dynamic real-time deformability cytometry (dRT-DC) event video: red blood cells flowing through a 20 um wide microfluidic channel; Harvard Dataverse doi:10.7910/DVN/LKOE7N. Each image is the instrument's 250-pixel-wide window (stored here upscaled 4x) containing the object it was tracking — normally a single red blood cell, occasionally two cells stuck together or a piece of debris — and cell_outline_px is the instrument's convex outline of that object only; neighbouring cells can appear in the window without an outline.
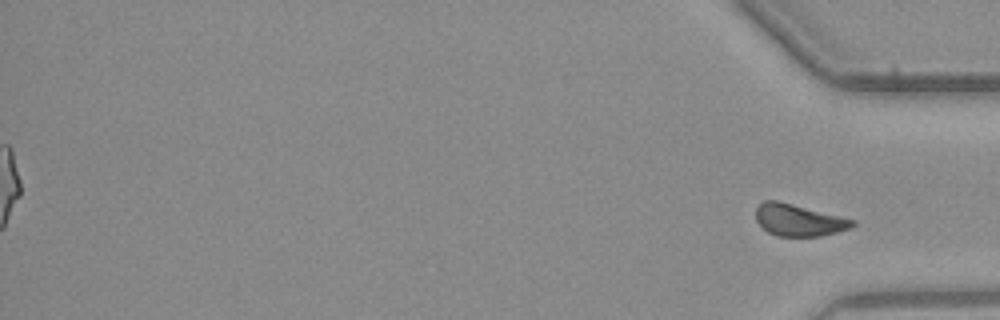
{"species": "common noctule bat (a hibernating species)", "species_latin": "Nyctalus noctula", "temperature_condition": "warm", "stored_images_in_passage": 37, "segment_of_instrument_passage": [2, 2], "camera_frame_rate_fps": 3000, "um_per_image_px": 0.085, "animal": {"sex": "male", "body_mass_g": 23.1, "forearm_length_mm": 52.7}, "frame": {"image": 1, "passage_image": 37, "time_ms": 12.0, "image_size_px": [1000, 320], "cell_outline_px": [[856, 224], [852, 228], [820, 236], [776, 236], [768, 232], [756, 220], [756, 208], [764, 200], [776, 200], [856, 220]], "centroid_in_image_um": [67.9, 18.71], "position_along_channel_um": 367.3, "area_um2": 17.8}}